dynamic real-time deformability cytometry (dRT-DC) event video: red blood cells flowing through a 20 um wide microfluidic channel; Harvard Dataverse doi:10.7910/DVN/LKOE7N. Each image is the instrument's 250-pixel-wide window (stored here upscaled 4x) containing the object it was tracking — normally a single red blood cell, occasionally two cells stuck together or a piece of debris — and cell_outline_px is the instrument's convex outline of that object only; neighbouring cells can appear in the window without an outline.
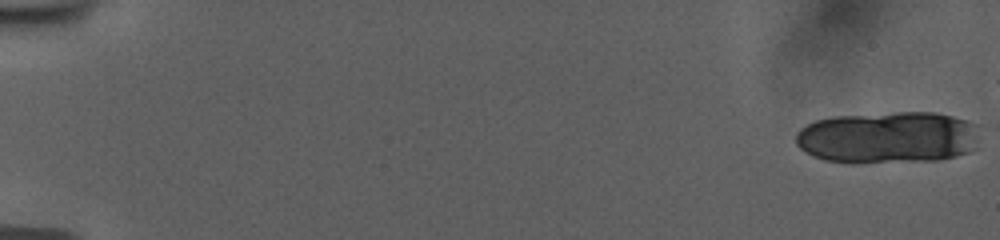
{"species": "human", "species_latin": "Homo sapiens", "temperature_condition": "room temperature", "stored_images_in_passage": 18, "camera_frame_rate_fps": 3000, "um_per_image_px": 0.085, "donor": {"sex": "female"}, "frame": {"image": 1, "passage_image": 1, "time_ms": 0.0, "image_size_px": [1000, 240], "cell_outline_px": [[980, 124], [968, 152], [956, 156], [940, 160], [852, 164], [824, 160], [812, 156], [800, 148], [796, 144], [796, 132], [800, 128], [816, 120], [832, 116], [896, 112], [936, 112], [952, 116]], "centroid_in_image_um": [75.41, 11.69], "position_along_channel_um": 9.6, "area_um2": 56.18}}